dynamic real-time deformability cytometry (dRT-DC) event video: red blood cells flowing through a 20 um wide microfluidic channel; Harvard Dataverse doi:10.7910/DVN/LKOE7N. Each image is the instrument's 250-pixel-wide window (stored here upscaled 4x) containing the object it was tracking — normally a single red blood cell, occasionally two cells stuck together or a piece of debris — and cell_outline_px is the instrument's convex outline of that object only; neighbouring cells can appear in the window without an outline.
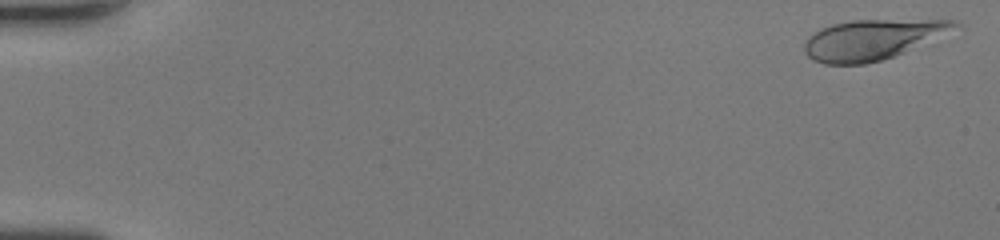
{"species": "human", "species_latin": "Homo sapiens", "temperature_condition": "room temperature", "stored_images_in_passage": 37, "camera_frame_rate_fps": 3000, "um_per_image_px": 0.085, "donor": {"sex": "female"}, "frame": {"image": 1, "passage_image": 2, "time_ms": 0.333, "image_size_px": [1000, 240], "cell_outline_px": [[964, 28], [904, 52], [880, 60], [864, 64], [824, 64], [808, 56], [804, 52], [804, 44], [808, 36], [820, 28], [832, 24], [852, 20], [956, 20], [964, 24]], "centroid_in_image_um": [74.24, 3.34], "position_along_channel_um": 10.8, "area_um2": 35.55}}
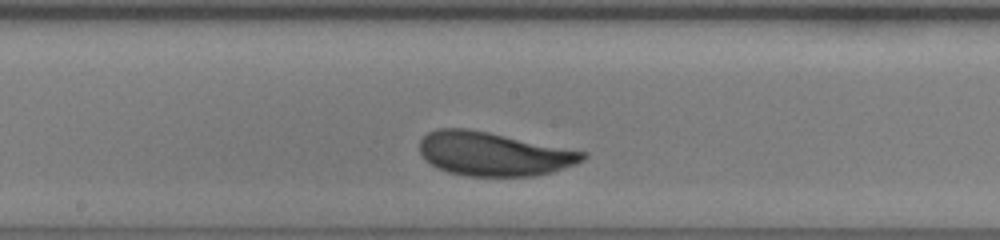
{"frame": {"image": 2, "passage_image": 23, "time_ms": 7.333, "image_size_px": [1000, 240], "cell_outline_px": [[588, 156], [584, 160], [576, 164], [552, 172], [536, 176], [468, 176], [448, 172], [436, 168], [420, 152], [420, 140], [428, 132], [436, 128], [468, 128], [588, 152]], "centroid_in_image_um": [41.98, 13.08], "position_along_channel_um": 206.2, "area_um2": 41.67}}
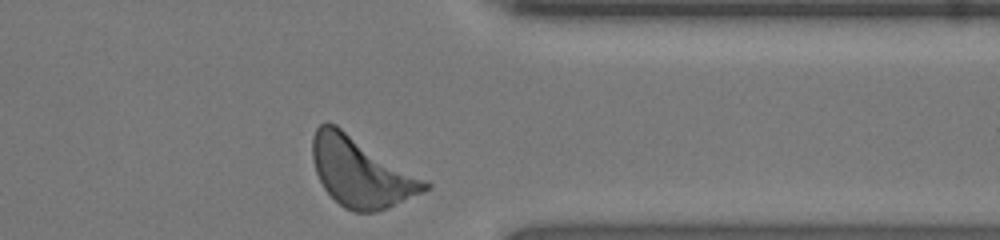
{"frame": {"image": 3, "passage_image": 37, "time_ms": 12.0, "image_size_px": [1000, 240], "cell_outline_px": [[432, 188], [424, 192], [388, 208], [376, 212], [352, 212], [344, 208], [324, 188], [316, 172], [312, 160], [312, 136], [316, 128], [320, 124], [328, 120], [336, 124], [432, 184]], "centroid_in_image_um": [30.67, 14.61], "position_along_channel_um": 380.7, "area_um2": 45.55}, "authors_computed_cell_mechanics": {"area_um2": 40.9224, "velocity_mm_per_s": 3.8269, "shape_relaxation_time_tau1_ms": 2.451, "shape_relaxation_time_tau2_ms": null, "deformation_change_tau1": 0.1451, "deformation_change_tau2": null}}